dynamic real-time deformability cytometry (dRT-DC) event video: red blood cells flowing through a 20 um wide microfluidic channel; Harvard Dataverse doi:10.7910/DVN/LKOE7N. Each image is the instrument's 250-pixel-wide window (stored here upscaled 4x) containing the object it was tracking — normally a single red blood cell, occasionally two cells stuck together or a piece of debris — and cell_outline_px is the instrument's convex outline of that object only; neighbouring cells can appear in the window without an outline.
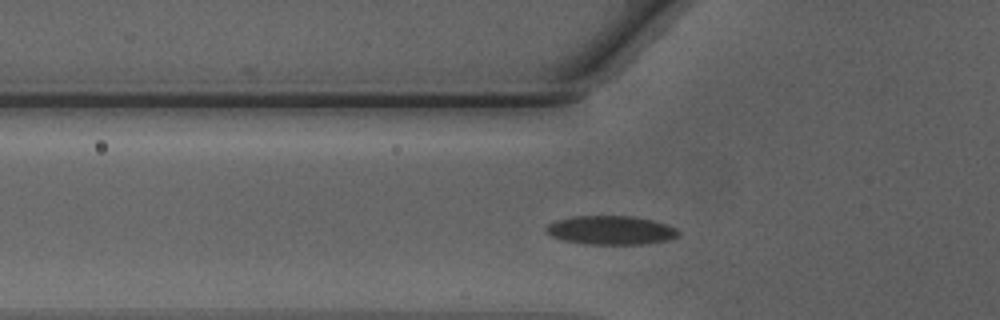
{"species": "Egyptian fruit bat (a non-hibernating species)", "species_latin": "Rousettus aegyptiacus", "temperature_condition": "warm", "stored_images_in_passage": 34, "camera_frame_rate_fps": 3000, "um_per_image_px": 0.085, "animal": {"sex": "male"}, "frame": {"image": 1, "passage_image": 8, "time_ms": 2.333, "image_size_px": [1000, 320], "cell_outline_px": [[680, 236], [668, 240], [648, 244], [584, 244], [560, 240], [544, 232], [544, 228], [548, 224], [556, 220], [568, 216], [632, 216], [652, 220], [676, 228], [680, 232]], "centroid_in_image_um": [51.88, 19.57], "position_along_channel_um": 73.9, "area_um2": 22.54}}
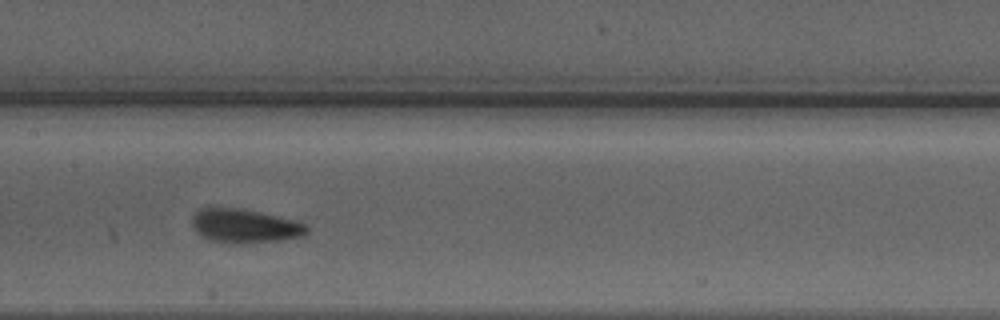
{"frame": {"image": 2, "passage_image": 16, "time_ms": 5.0, "image_size_px": [1000, 320], "cell_outline_px": [[308, 232], [300, 236], [276, 240], [232, 244], [208, 240], [196, 232], [192, 224], [192, 216], [200, 208], [240, 208], [296, 220], [308, 224]], "centroid_in_image_um": [20.78, 19.2], "position_along_channel_um": 186.6, "area_um2": 22.54}}
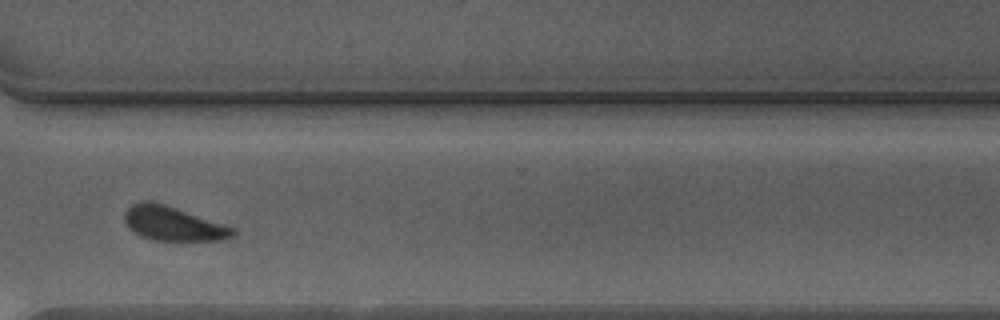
{"frame": {"image": 3, "passage_image": 28, "time_ms": 9.0, "image_size_px": [1000, 320], "cell_outline_px": [[236, 236], [220, 240], [152, 240], [140, 236], [128, 228], [124, 220], [124, 212], [132, 204], [140, 200], [148, 200], [164, 204], [236, 228]], "centroid_in_image_um": [14.69, 19.0], "position_along_channel_um": 355.9, "area_um2": 21.68}, "authors_computed_cell_mechanics": {"area_um2": 21.6461, "velocity_mm_per_s": 4.228, "shape_relaxation_time_tau1_ms": 1.7306, "shape_relaxation_time_tau2_ms": 1.1815, "deformation_change_tau1": 0.0913, "deformation_change_tau2": 0.0604}}